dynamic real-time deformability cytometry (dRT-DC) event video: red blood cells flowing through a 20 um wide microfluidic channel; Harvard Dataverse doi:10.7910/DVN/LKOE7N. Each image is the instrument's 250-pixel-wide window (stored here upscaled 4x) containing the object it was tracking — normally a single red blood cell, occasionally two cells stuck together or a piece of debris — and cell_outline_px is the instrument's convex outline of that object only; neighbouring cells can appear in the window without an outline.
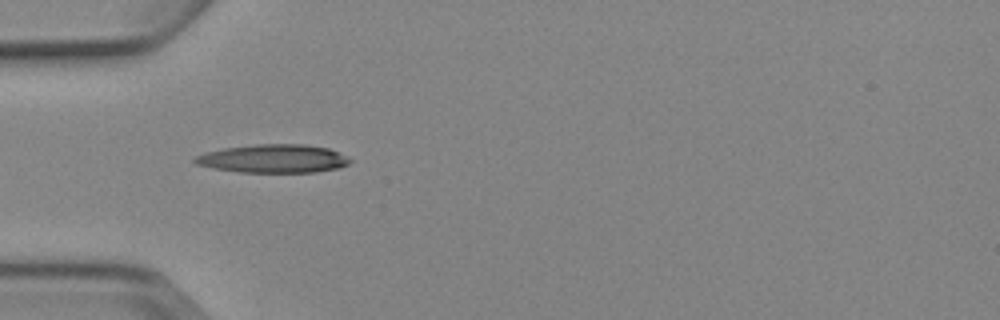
{"species": "Egyptian fruit bat (a non-hibernating species)", "species_latin": "Rousettus aegyptiacus", "temperature_condition": "cold", "stored_images_in_passage": 6, "camera_frame_rate_fps": 3000, "um_per_image_px": 0.085, "animal": {"sex": "female"}, "frame": {"image": 1, "passage_image": 5, "time_ms": 5.667, "image_size_px": [1000, 320], "cell_outline_px": [[352, 160], [348, 164], [340, 168], [316, 172], [240, 172], [212, 168], [196, 164], [192, 160], [196, 156], [204, 152], [224, 148], [256, 144], [304, 144], [328, 148], [348, 156]], "centroid_in_image_um": [23.24, 13.48], "position_along_channel_um": 61.8, "area_um2": 25.78}}
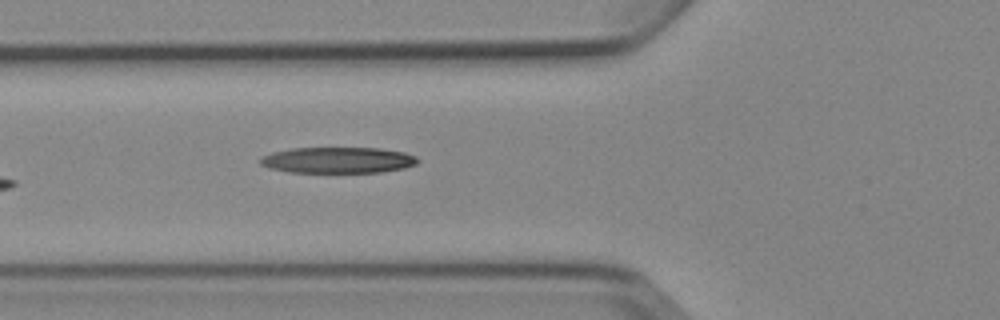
{"frame": {"image": 2, "passage_image": 6, "time_ms": 6.667, "image_size_px": [1000, 320], "cell_outline_px": [[420, 160], [416, 164], [404, 168], [380, 172], [288, 172], [268, 168], [260, 164], [260, 156], [272, 152], [292, 148], [380, 148], [404, 152], [416, 156]], "centroid_in_image_um": [28.7, 13.61], "position_along_channel_um": 97.1, "area_um2": 23.99}}